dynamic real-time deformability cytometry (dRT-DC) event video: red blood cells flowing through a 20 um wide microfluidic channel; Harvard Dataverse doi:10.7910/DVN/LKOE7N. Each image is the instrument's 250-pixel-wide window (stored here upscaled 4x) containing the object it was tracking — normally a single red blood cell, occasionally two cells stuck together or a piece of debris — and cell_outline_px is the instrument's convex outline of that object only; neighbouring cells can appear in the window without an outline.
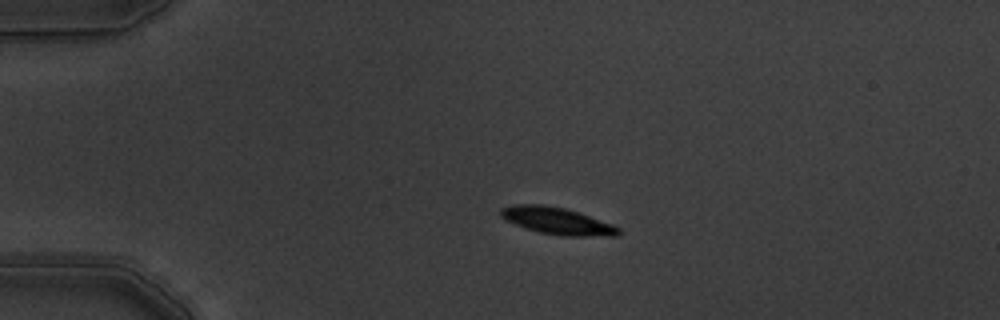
{"species": "common noctule bat (a hibernating species)", "species_latin": "Nyctalus noctula", "temperature_condition": "warm", "stored_images_in_passage": 5, "camera_frame_rate_fps": 3000, "um_per_image_px": 0.085, "animal": {"sex": "male", "body_mass_g": 19.5, "forearm_length_mm": 54.6}, "frame": {"image": 1, "passage_image": 3, "time_ms": 0.667, "image_size_px": [1000, 320], "cell_outline_px": [[620, 232], [616, 236], [564, 236], [540, 232], [504, 220], [500, 216], [500, 208], [512, 204], [540, 204], [564, 208], [612, 224], [620, 228]], "centroid_in_image_um": [47.32, 18.77], "position_along_channel_um": 37.7, "area_um2": 18.26}}
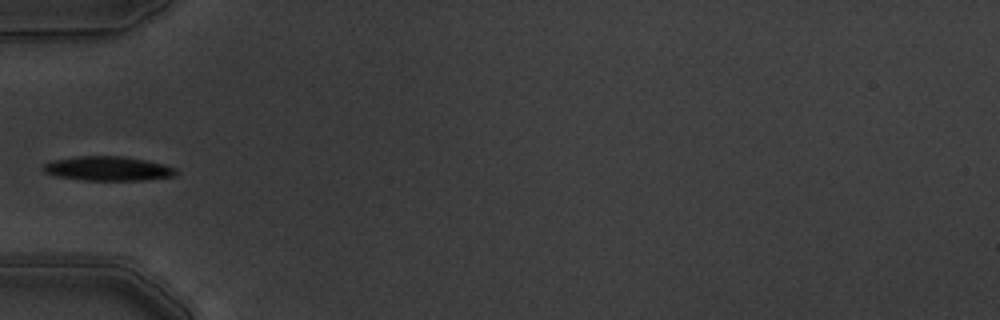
{"frame": {"image": 2, "passage_image": 5, "time_ms": 1.333, "image_size_px": [1000, 320], "cell_outline_px": [[176, 176], [140, 180], [84, 180], [56, 176], [44, 172], [40, 168], [44, 164], [52, 160], [76, 156], [124, 156], [164, 164], [176, 168]], "centroid_in_image_um": [9.14, 14.32], "position_along_channel_um": 75.9, "area_um2": 18.84}}